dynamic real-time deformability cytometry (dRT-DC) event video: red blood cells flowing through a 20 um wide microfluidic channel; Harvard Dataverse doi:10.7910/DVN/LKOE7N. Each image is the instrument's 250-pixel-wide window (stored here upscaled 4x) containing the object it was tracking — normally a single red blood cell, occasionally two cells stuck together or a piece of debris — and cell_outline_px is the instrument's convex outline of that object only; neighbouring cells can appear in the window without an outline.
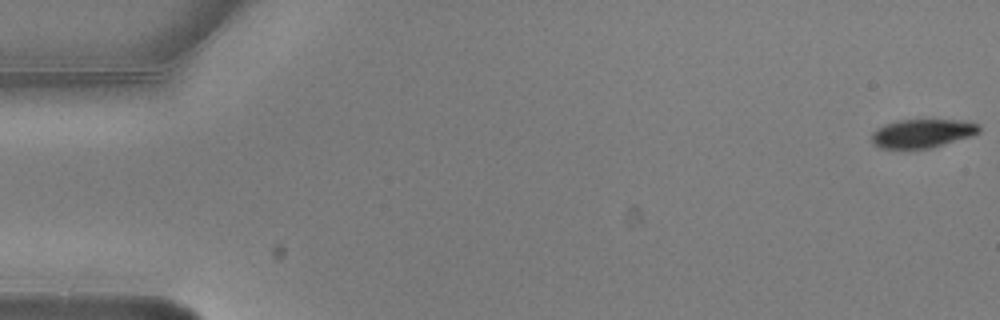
{"species": "common noctule bat (a hibernating species)", "species_latin": "Nyctalus noctula", "temperature_condition": "warm", "stored_images_in_passage": 5, "camera_frame_rate_fps": 3000, "um_per_image_px": 0.085, "animal": {"sex": "male", "body_mass_g": 20.5, "forearm_length_mm": 52.5}, "frame": {"image": 1, "passage_image": 1, "time_ms": 0.0, "image_size_px": [1000, 320], "cell_outline_px": [[980, 132], [972, 136], [932, 148], [880, 148], [872, 140], [872, 132], [876, 128], [884, 124], [900, 120], [968, 120], [980, 124]], "centroid_in_image_um": [78.45, 11.32], "position_along_channel_um": 6.5, "area_um2": 18.03}}
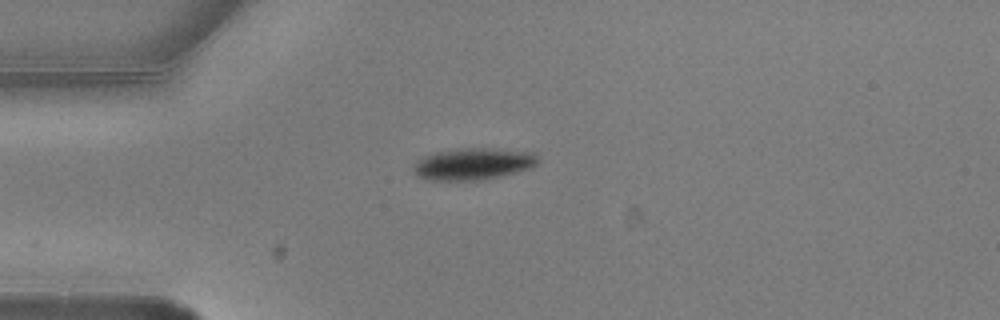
{"frame": {"image": 2, "passage_image": 5, "time_ms": 1.333, "image_size_px": [1000, 320], "cell_outline_px": [[540, 160], [532, 168], [488, 180], [424, 180], [416, 176], [412, 172], [412, 168], [416, 160], [424, 156], [436, 152], [468, 148], [480, 148], [524, 152], [536, 156]], "centroid_in_image_um": [40.14, 13.97], "position_along_channel_um": 44.9, "area_um2": 23.0}}